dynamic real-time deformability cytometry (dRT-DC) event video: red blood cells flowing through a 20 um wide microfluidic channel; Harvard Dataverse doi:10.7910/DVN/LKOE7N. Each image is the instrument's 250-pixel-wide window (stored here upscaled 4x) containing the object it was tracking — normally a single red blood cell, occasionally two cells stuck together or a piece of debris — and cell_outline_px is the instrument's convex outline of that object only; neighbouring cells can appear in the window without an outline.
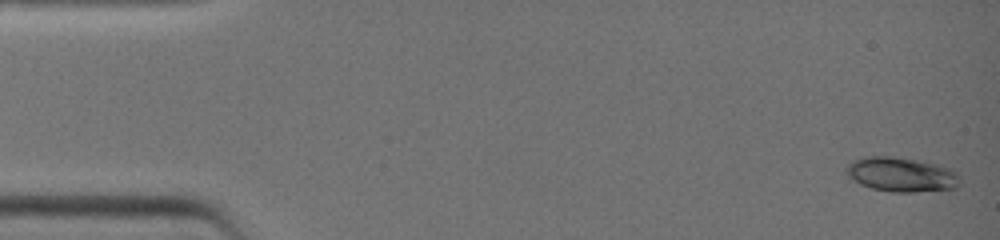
{"species": "common noctule bat (a hibernating species)", "species_latin": "Nyctalus noctula", "temperature_condition": "warm", "stored_images_in_passage": 39, "camera_frame_rate_fps": 3000, "um_per_image_px": 0.085, "animal": {"sex": "female", "body_mass_g": 19.0, "forearm_length_mm": 51.5}, "frame": {"image": 1, "passage_image": 1, "time_ms": 0.0, "image_size_px": [1000, 240], "cell_outline_px": [[960, 184], [956, 188], [916, 192], [892, 192], [872, 188], [860, 184], [852, 180], [844, 172], [844, 168], [852, 160], [864, 156], [892, 156], [916, 160], [936, 164], [952, 168], [960, 176]], "centroid_in_image_um": [76.59, 14.83], "position_along_channel_um": 8.4, "area_um2": 23.18}}
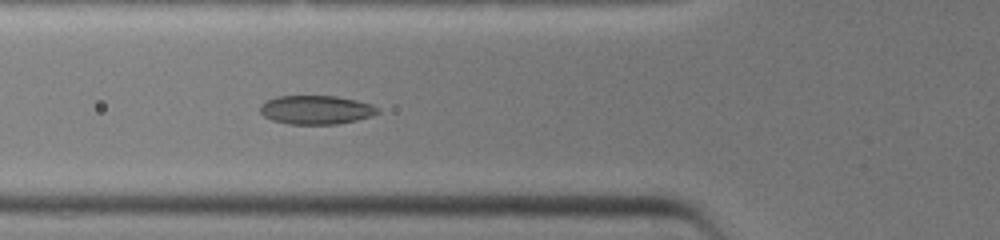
{"frame": {"image": 2, "passage_image": 15, "time_ms": 4.667, "image_size_px": [1000, 240], "cell_outline_px": [[380, 112], [372, 116], [356, 120], [336, 124], [288, 124], [272, 120], [264, 116], [260, 112], [260, 104], [264, 100], [276, 96], [336, 96], [356, 100], [372, 104], [380, 108]], "centroid_in_image_um": [26.86, 9.33], "position_along_channel_um": 98.9, "area_um2": 19.94}}
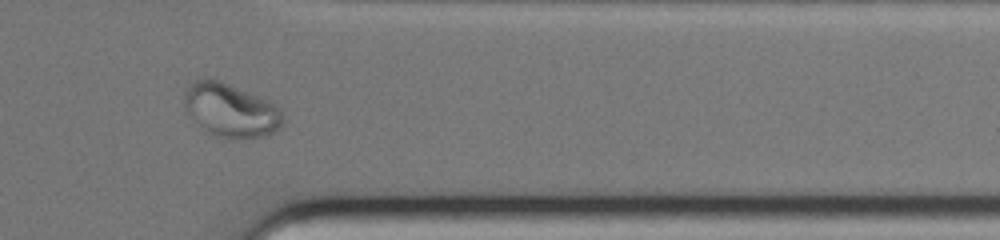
{"frame": {"image": 3, "passage_image": 33, "time_ms": 10.667, "image_size_px": [1000, 240], "cell_outline_px": [[284, 124], [280, 128], [272, 132], [260, 136], [240, 140], [220, 136], [212, 132], [188, 116], [184, 108], [184, 96], [188, 88], [196, 80], [220, 80], [268, 100], [276, 104], [284, 112]], "centroid_in_image_um": [19.67, 9.38], "position_along_channel_um": 391.7, "area_um2": 30.4}}